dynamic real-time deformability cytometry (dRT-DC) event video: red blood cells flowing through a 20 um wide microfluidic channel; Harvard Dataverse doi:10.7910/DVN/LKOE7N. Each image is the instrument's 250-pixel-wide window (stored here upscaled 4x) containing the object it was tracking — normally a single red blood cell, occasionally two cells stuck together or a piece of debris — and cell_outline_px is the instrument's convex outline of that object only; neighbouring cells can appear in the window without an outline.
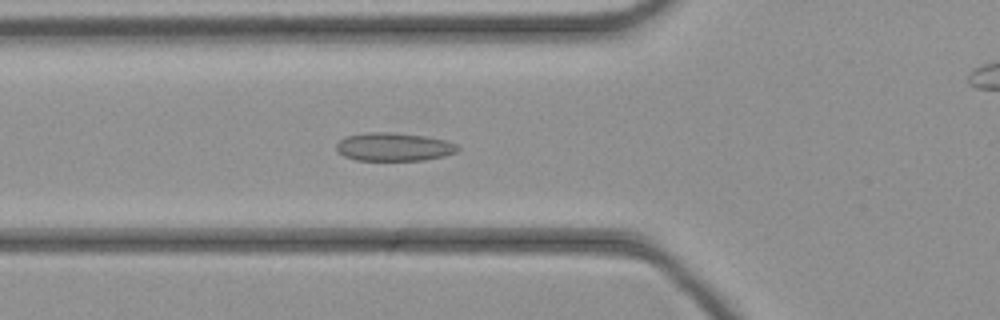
{"species": "common noctule bat (a hibernating species)", "species_latin": "Nyctalus noctula", "temperature_condition": "cold", "stored_images_in_passage": 32, "camera_frame_rate_fps": 3000, "um_per_image_px": 0.085, "animal": {"sex": "female", "body_mass_g": 21.9}, "frame": {"image": 1, "passage_image": 2, "time_ms": 0.333, "image_size_px": [1000, 320], "cell_outline_px": [[460, 148], [456, 152], [444, 156], [424, 160], [356, 160], [344, 156], [336, 148], [336, 144], [344, 136], [368, 132], [388, 132], [424, 136], [444, 140], [456, 144]], "centroid_in_image_um": [33.46, 12.48], "position_along_channel_um": 92.3, "area_um2": 19.88}}
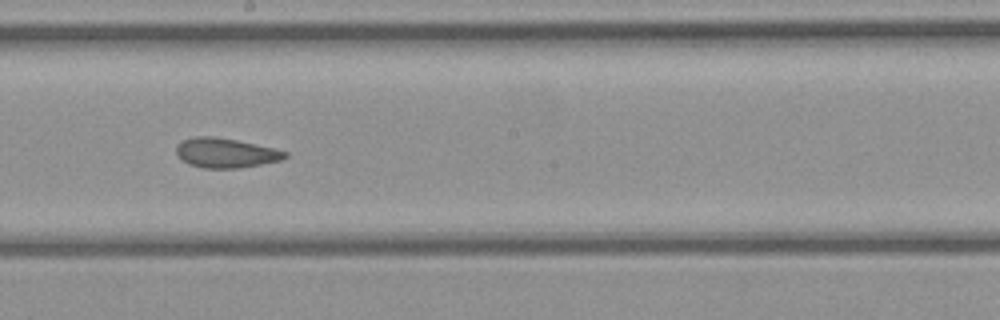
{"frame": {"image": 2, "passage_image": 11, "time_ms": 3.333, "image_size_px": [1000, 320], "cell_outline_px": [[288, 156], [280, 160], [240, 168], [204, 168], [188, 164], [176, 152], [176, 144], [184, 140], [196, 136], [216, 136], [236, 140], [272, 148], [288, 152]], "centroid_in_image_um": [19.17, 12.99], "position_along_channel_um": 229.0, "area_um2": 18.55}}
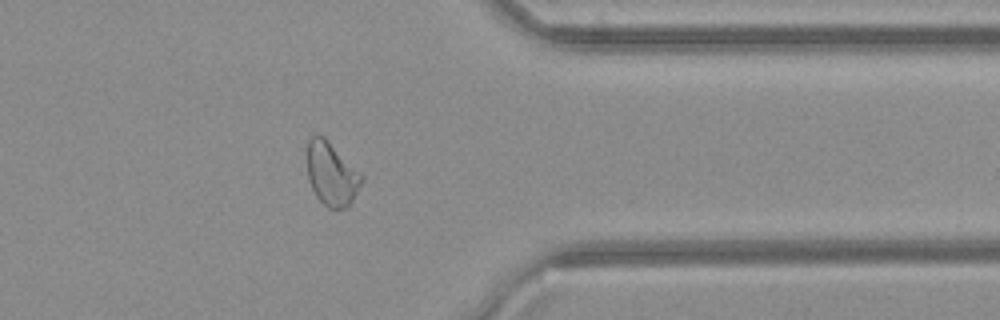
{"frame": {"image": 3, "passage_image": 22, "time_ms": 7.0, "image_size_px": [1000, 320], "cell_outline_px": [[364, 180], [348, 208], [328, 208], [316, 196], [308, 180], [308, 140], [312, 136], [324, 136], [364, 176]], "centroid_in_image_um": [28.21, 14.81], "position_along_channel_um": 383.2, "area_um2": 20.0}}